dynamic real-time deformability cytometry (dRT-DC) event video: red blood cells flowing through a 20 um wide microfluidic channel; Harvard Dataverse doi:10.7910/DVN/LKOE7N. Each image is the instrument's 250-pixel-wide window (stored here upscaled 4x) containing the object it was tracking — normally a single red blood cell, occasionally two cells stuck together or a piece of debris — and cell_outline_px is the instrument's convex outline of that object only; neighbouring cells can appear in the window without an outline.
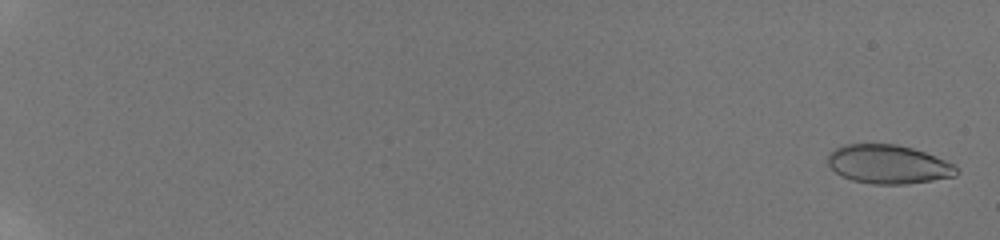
{"species": "human", "species_latin": "Homo sapiens", "temperature_condition": "room temperature", "stored_images_in_passage": 58, "camera_frame_rate_fps": 3000, "um_per_image_px": 0.085, "donor": {"sex": "male"}, "frame": {"image": 1, "passage_image": 2, "time_ms": 0.333, "image_size_px": [1000, 240], "cell_outline_px": [[960, 172], [956, 176], [932, 180], [904, 184], [872, 184], [852, 180], [840, 176], [828, 164], [828, 156], [836, 148], [844, 144], [896, 144], [912, 148], [924, 152], [956, 164]], "centroid_in_image_um": [75.54, 13.97], "position_along_channel_um": 9.5, "area_um2": 29.13}}
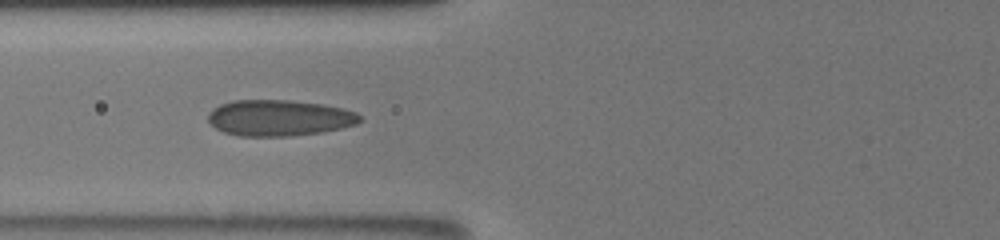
{"frame": {"image": 2, "passage_image": 28, "time_ms": 9.0, "image_size_px": [1000, 240], "cell_outline_px": [[360, 120], [356, 124], [340, 128], [320, 132], [288, 136], [240, 136], [224, 132], [216, 128], [208, 120], [208, 112], [212, 108], [220, 104], [232, 100], [288, 100], [320, 104], [340, 108], [356, 112], [360, 116]], "centroid_in_image_um": [23.67, 10.02], "position_along_channel_um": 102.1, "area_um2": 31.67}}
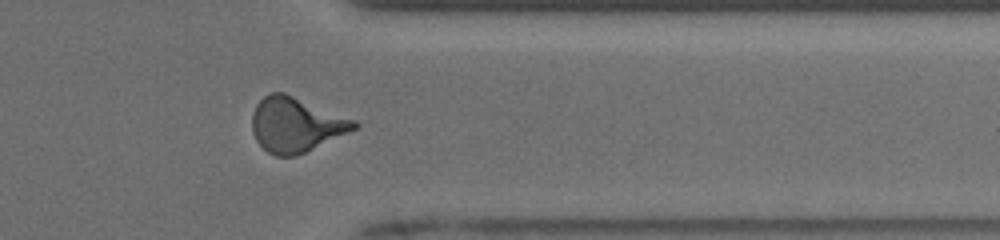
{"frame": {"image": 3, "passage_image": 50, "time_ms": 16.333, "image_size_px": [1000, 240], "cell_outline_px": [[360, 124], [356, 128], [296, 156], [276, 156], [268, 152], [256, 140], [252, 132], [252, 116], [256, 104], [264, 96], [272, 92], [284, 92], [356, 120]], "centroid_in_image_um": [25.13, 10.58], "position_along_channel_um": 386.3, "area_um2": 32.19}, "authors_computed_cell_mechanics": {"area_um2": 30.5473, "velocity_mm_per_s": 3.8867, "shape_relaxation_time_tau1_ms": null, "shape_relaxation_time_tau2_ms": 0.6801, "deformation_change_tau1": null, "deformation_change_tau2": 0.0844}}